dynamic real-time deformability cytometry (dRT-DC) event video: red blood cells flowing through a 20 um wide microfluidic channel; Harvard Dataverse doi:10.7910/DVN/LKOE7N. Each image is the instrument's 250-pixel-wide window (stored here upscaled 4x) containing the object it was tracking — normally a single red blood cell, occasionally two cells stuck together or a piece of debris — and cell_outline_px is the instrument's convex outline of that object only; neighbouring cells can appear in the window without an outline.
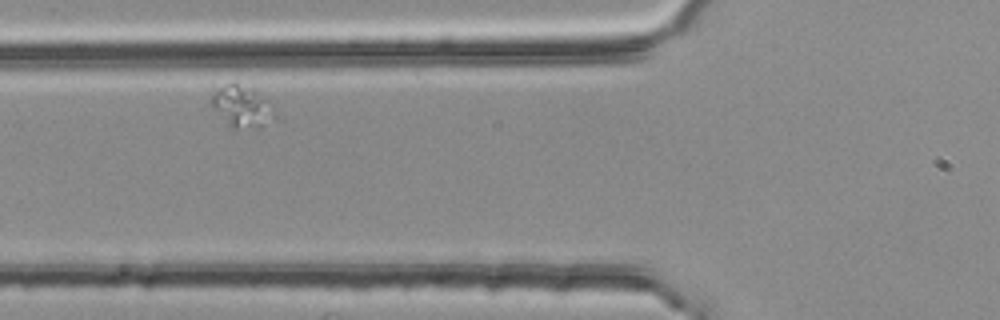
{"species": "common noctule bat (a hibernating species)", "species_latin": "Nyctalus noctula", "temperature_condition": "room temperature", "stored_images_in_passage": 6, "camera_frame_rate_fps": 3000, "um_per_image_px": 0.085, "animal": {"sex": "female", "body_mass_g": 25.1}, "frame": {"image": 1, "passage_image": 5, "time_ms": 1.333, "image_size_px": [1000, 320], "cell_outline_px": [[276, 116], [260, 128], [228, 128], [212, 108], [208, 100], [212, 92], [224, 84], [236, 84], [252, 88], [272, 104]], "centroid_in_image_um": [20.5, 9.08], "position_along_channel_um": 105.3, "area_um2": 15.66}}